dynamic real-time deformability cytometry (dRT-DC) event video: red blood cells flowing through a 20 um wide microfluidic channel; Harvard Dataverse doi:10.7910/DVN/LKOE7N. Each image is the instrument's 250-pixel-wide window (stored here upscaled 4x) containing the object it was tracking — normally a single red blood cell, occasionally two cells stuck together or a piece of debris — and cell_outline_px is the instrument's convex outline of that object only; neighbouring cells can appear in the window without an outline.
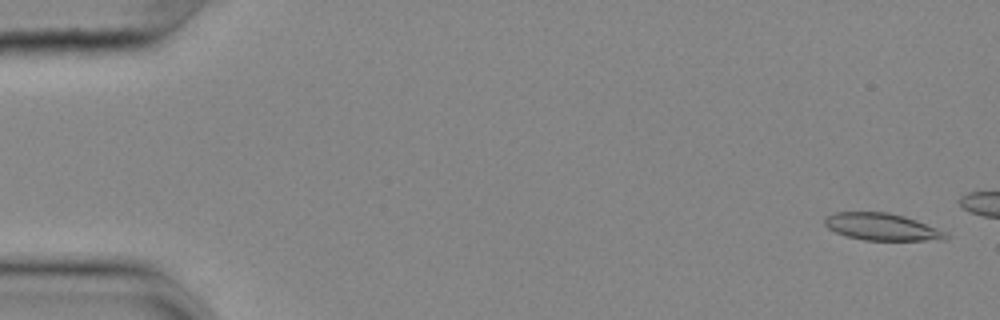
{"species": "common noctule bat (a hibernating species)", "species_latin": "Nyctalus noctula", "temperature_condition": "cold", "stored_images_in_passage": 5, "camera_frame_rate_fps": 3000, "um_per_image_px": 0.085, "animal": {"sex": "female", "body_mass_g": 25.1}, "frame": {"image": 1, "passage_image": 2, "time_ms": 0.333, "image_size_px": [1000, 320], "cell_outline_px": [[952, 236], [944, 240], [864, 240], [844, 236], [828, 228], [824, 224], [824, 220], [828, 216], [836, 212], [888, 212], [904, 216], [916, 220], [948, 232]], "centroid_in_image_um": [75.0, 19.29], "position_along_channel_um": 10.0, "area_um2": 19.25}}